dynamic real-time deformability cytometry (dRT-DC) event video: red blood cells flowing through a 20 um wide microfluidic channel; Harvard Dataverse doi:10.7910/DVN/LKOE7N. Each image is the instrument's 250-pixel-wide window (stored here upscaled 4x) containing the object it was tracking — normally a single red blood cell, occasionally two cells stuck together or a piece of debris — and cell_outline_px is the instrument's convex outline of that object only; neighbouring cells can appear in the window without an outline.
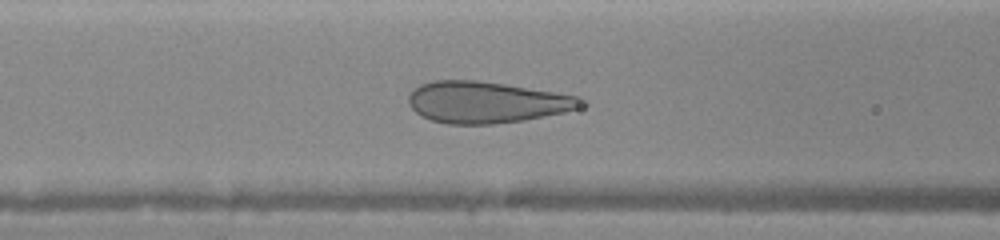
{"species": "human", "species_latin": "Homo sapiens", "temperature_condition": "warm", "stored_images_in_passage": 26, "camera_frame_rate_fps": 3000, "um_per_image_px": 0.085, "donor": {"sex": "female"}, "frame": {"image": 1, "passage_image": 5, "time_ms": 1.667, "image_size_px": [1000, 240], "cell_outline_px": [[588, 104], [564, 112], [524, 120], [492, 124], [448, 124], [432, 120], [420, 116], [408, 104], [408, 96], [420, 84], [432, 80], [476, 80], [504, 84], [580, 96], [588, 100]], "centroid_in_image_um": [41.37, 8.69], "position_along_channel_um": 125.2, "area_um2": 41.73}}
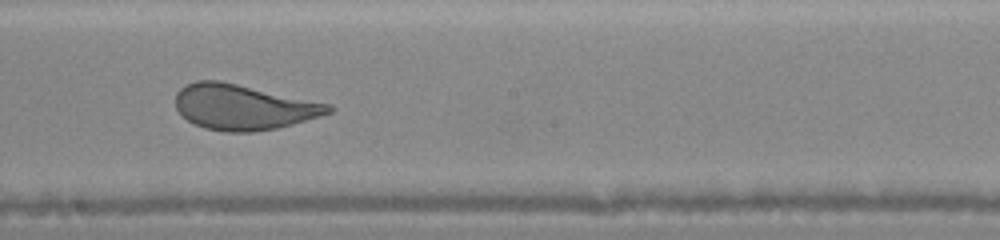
{"frame": {"image": 2, "passage_image": 11, "time_ms": 4.0, "image_size_px": [1000, 240], "cell_outline_px": [[332, 112], [320, 116], [292, 124], [276, 128], [252, 132], [224, 132], [204, 128], [192, 124], [176, 108], [176, 92], [184, 84], [196, 80], [220, 80], [332, 104]], "centroid_in_image_um": [20.66, 9.09], "position_along_channel_um": 227.5, "area_um2": 40.58}}
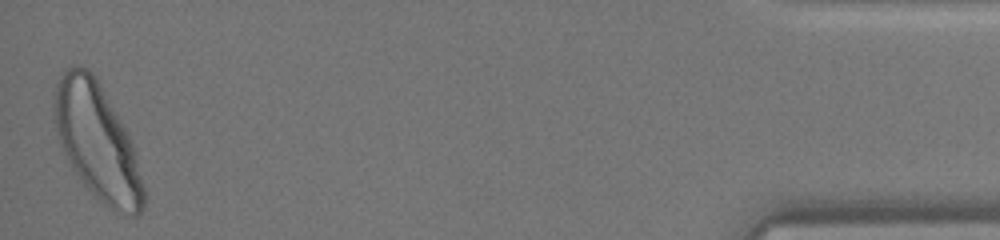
{"frame": {"image": 3, "passage_image": 26, "time_ms": 10.333, "image_size_px": [1000, 240], "cell_outline_px": [[148, 196], [144, 208], [140, 216], [132, 216], [116, 212], [104, 204], [84, 184], [76, 172], [60, 144], [52, 120], [52, 104], [56, 84], [64, 72], [72, 64], [76, 64], [88, 68], [96, 76], [128, 132], [132, 144]], "centroid_in_image_um": [8.28, 12.04], "position_along_channel_um": 426.9, "area_um2": 60.86}}